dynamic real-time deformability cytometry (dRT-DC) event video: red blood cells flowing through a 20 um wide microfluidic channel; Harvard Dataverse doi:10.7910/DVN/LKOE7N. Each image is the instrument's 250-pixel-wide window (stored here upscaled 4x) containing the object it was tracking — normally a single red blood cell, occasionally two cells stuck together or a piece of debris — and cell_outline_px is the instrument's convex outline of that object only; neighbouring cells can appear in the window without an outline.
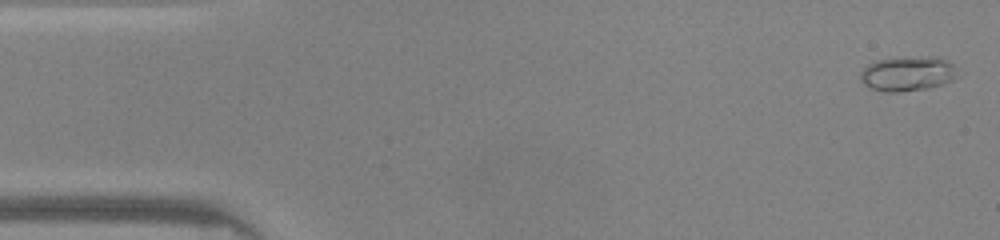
{"species": "common noctule bat (a hibernating species)", "species_latin": "Nyctalus noctula", "temperature_condition": "warm", "stored_images_in_passage": 47, "camera_frame_rate_fps": 3000, "um_per_image_px": 0.085, "animal": {"sex": "male", "body_mass_g": 20.0, "forearm_length_mm": 53.3}, "frame": {"image": 1, "passage_image": 1, "time_ms": 0.0, "image_size_px": [1000, 240], "cell_outline_px": [[960, 76], [952, 80], [928, 88], [900, 92], [884, 92], [872, 88], [864, 84], [860, 80], [860, 72], [868, 64], [876, 60], [932, 56], [940, 56], [948, 60], [952, 64]], "centroid_in_image_um": [77.17, 6.26], "position_along_channel_um": 7.8, "area_um2": 19.65}}
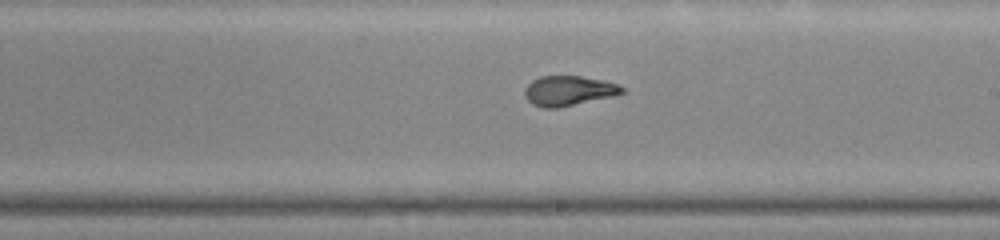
{"frame": {"image": 2, "passage_image": 26, "time_ms": 8.333, "image_size_px": [1000, 240], "cell_outline_px": [[624, 92], [616, 96], [560, 108], [544, 108], [532, 104], [528, 100], [524, 92], [524, 88], [532, 80], [540, 76], [580, 76], [604, 80], [616, 84], [624, 88]], "centroid_in_image_um": [48.34, 7.72], "position_along_channel_um": 240.7, "area_um2": 17.17}}
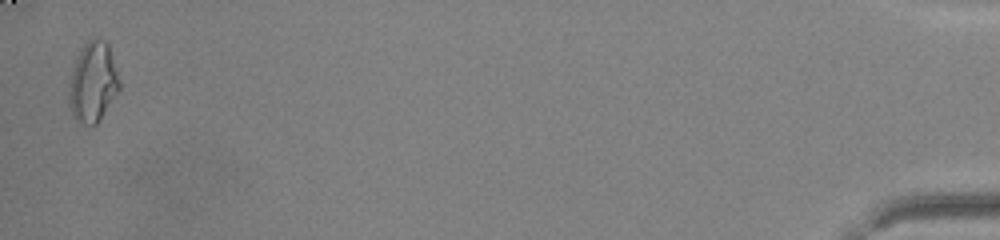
{"frame": {"image": 3, "passage_image": 46, "time_ms": 15.0, "image_size_px": [1000, 240], "cell_outline_px": [[120, 88], [100, 120], [96, 124], [84, 124], [76, 120], [72, 116], [68, 104], [68, 84], [72, 68], [84, 44], [88, 40], [104, 40], [108, 44], [120, 80]], "centroid_in_image_um": [7.88, 7.02], "position_along_channel_um": 427.3, "area_um2": 23.47}, "authors_computed_cell_mechanics": {"area_um2": 17.629, "velocity_mm_per_s": 4.2944, "shape_relaxation_time_tau1_ms": 9.6858, "shape_relaxation_time_tau2_ms": 1.2081, "deformation_change_tau1": 0.3452, "deformation_change_tau2": 0.0716}}